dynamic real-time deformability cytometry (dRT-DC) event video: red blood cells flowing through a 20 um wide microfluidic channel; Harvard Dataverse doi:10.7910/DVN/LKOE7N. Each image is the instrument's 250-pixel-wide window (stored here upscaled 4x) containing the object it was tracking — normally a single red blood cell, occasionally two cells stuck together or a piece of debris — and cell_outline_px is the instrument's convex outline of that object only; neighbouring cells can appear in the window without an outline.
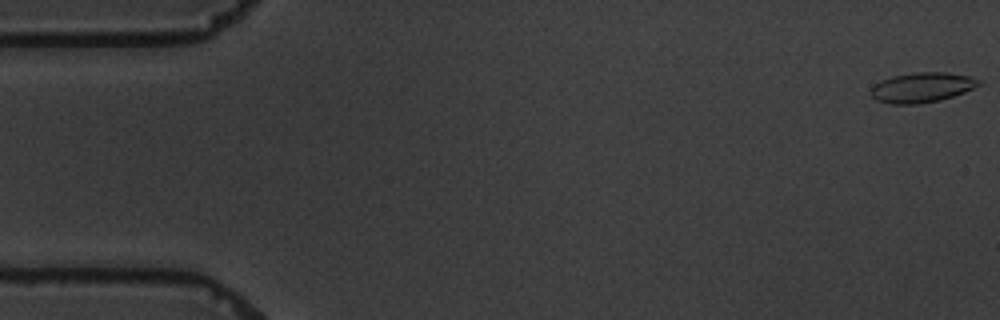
{"species": "common noctule bat (a hibernating species)", "species_latin": "Nyctalus noctula", "temperature_condition": "warm", "stored_images_in_passage": 6, "camera_frame_rate_fps": 3000, "um_per_image_px": 0.085, "animal": {"sex": "male", "body_mass_g": 19.5, "forearm_length_mm": 54.6}, "frame": {"image": 1, "passage_image": 1, "time_ms": 0.0, "image_size_px": [1000, 320], "cell_outline_px": [[984, 84], [964, 92], [940, 100], [920, 104], [892, 104], [876, 100], [872, 96], [872, 88], [880, 80], [892, 76], [916, 72], [944, 72], [968, 76], [984, 80]], "centroid_in_image_um": [78.42, 7.43], "position_along_channel_um": 6.6, "area_um2": 18.9}}
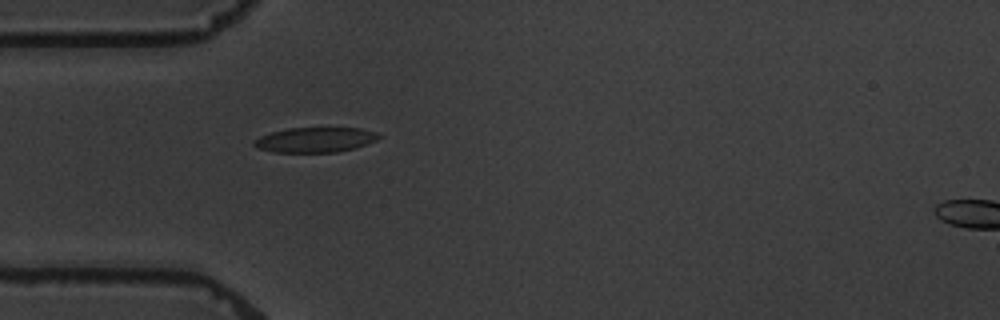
{"frame": {"image": 2, "passage_image": 5, "time_ms": 5.333, "image_size_px": [1000, 320], "cell_outline_px": [[380, 136], [376, 140], [356, 148], [336, 152], [272, 152], [260, 148], [252, 144], [252, 140], [260, 136], [272, 132], [288, 128], [360, 128], [376, 132]], "centroid_in_image_um": [26.78, 11.88], "position_along_channel_um": 58.2, "area_um2": 18.09}}